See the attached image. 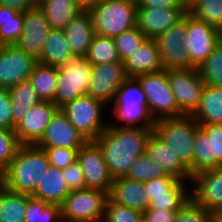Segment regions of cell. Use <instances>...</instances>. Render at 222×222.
<instances>
[{
  "mask_svg": "<svg viewBox=\"0 0 222 222\" xmlns=\"http://www.w3.org/2000/svg\"><path fill=\"white\" fill-rule=\"evenodd\" d=\"M154 128L119 127L108 123L95 140L100 146L110 175L125 176L134 161L145 154L146 143Z\"/></svg>",
  "mask_w": 222,
  "mask_h": 222,
  "instance_id": "6da1fadb",
  "label": "cell"
},
{
  "mask_svg": "<svg viewBox=\"0 0 222 222\" xmlns=\"http://www.w3.org/2000/svg\"><path fill=\"white\" fill-rule=\"evenodd\" d=\"M50 166L43 148L21 145L8 168L0 175V183L8 190L32 196Z\"/></svg>",
  "mask_w": 222,
  "mask_h": 222,
  "instance_id": "7a4b0ae2",
  "label": "cell"
},
{
  "mask_svg": "<svg viewBox=\"0 0 222 222\" xmlns=\"http://www.w3.org/2000/svg\"><path fill=\"white\" fill-rule=\"evenodd\" d=\"M109 113L119 127L154 128L155 120L148 110L147 97L135 77H128L116 92ZM118 122L120 123L118 125Z\"/></svg>",
  "mask_w": 222,
  "mask_h": 222,
  "instance_id": "3957f363",
  "label": "cell"
},
{
  "mask_svg": "<svg viewBox=\"0 0 222 222\" xmlns=\"http://www.w3.org/2000/svg\"><path fill=\"white\" fill-rule=\"evenodd\" d=\"M91 15L95 34L115 38L136 27L137 3L125 0H97L85 7Z\"/></svg>",
  "mask_w": 222,
  "mask_h": 222,
  "instance_id": "277c9868",
  "label": "cell"
},
{
  "mask_svg": "<svg viewBox=\"0 0 222 222\" xmlns=\"http://www.w3.org/2000/svg\"><path fill=\"white\" fill-rule=\"evenodd\" d=\"M199 128L191 115L155 120L154 132L176 151L192 176L196 131Z\"/></svg>",
  "mask_w": 222,
  "mask_h": 222,
  "instance_id": "5b68a950",
  "label": "cell"
},
{
  "mask_svg": "<svg viewBox=\"0 0 222 222\" xmlns=\"http://www.w3.org/2000/svg\"><path fill=\"white\" fill-rule=\"evenodd\" d=\"M105 107L102 101L85 94L67 102L60 109L83 138L95 141L108 126V122L103 121L105 109H109Z\"/></svg>",
  "mask_w": 222,
  "mask_h": 222,
  "instance_id": "8992f818",
  "label": "cell"
},
{
  "mask_svg": "<svg viewBox=\"0 0 222 222\" xmlns=\"http://www.w3.org/2000/svg\"><path fill=\"white\" fill-rule=\"evenodd\" d=\"M92 65L84 55H74L64 66L58 67L53 103L61 108L67 102L87 94Z\"/></svg>",
  "mask_w": 222,
  "mask_h": 222,
  "instance_id": "52a82bcc",
  "label": "cell"
},
{
  "mask_svg": "<svg viewBox=\"0 0 222 222\" xmlns=\"http://www.w3.org/2000/svg\"><path fill=\"white\" fill-rule=\"evenodd\" d=\"M109 192L85 188L70 191L61 204L63 222H102Z\"/></svg>",
  "mask_w": 222,
  "mask_h": 222,
  "instance_id": "ba28073f",
  "label": "cell"
},
{
  "mask_svg": "<svg viewBox=\"0 0 222 222\" xmlns=\"http://www.w3.org/2000/svg\"><path fill=\"white\" fill-rule=\"evenodd\" d=\"M148 100V110L154 120L180 117L184 114L178 109L175 96L170 89L165 69L135 77Z\"/></svg>",
  "mask_w": 222,
  "mask_h": 222,
  "instance_id": "9c48e42d",
  "label": "cell"
},
{
  "mask_svg": "<svg viewBox=\"0 0 222 222\" xmlns=\"http://www.w3.org/2000/svg\"><path fill=\"white\" fill-rule=\"evenodd\" d=\"M166 72L178 109L184 115H192L199 107L205 87L198 68L166 69Z\"/></svg>",
  "mask_w": 222,
  "mask_h": 222,
  "instance_id": "30bf717a",
  "label": "cell"
},
{
  "mask_svg": "<svg viewBox=\"0 0 222 222\" xmlns=\"http://www.w3.org/2000/svg\"><path fill=\"white\" fill-rule=\"evenodd\" d=\"M187 31V13L153 40L157 45L163 69L191 68V61L184 46Z\"/></svg>",
  "mask_w": 222,
  "mask_h": 222,
  "instance_id": "8fae6325",
  "label": "cell"
},
{
  "mask_svg": "<svg viewBox=\"0 0 222 222\" xmlns=\"http://www.w3.org/2000/svg\"><path fill=\"white\" fill-rule=\"evenodd\" d=\"M196 131L193 176L222 167V124L199 125Z\"/></svg>",
  "mask_w": 222,
  "mask_h": 222,
  "instance_id": "7c38bea8",
  "label": "cell"
},
{
  "mask_svg": "<svg viewBox=\"0 0 222 222\" xmlns=\"http://www.w3.org/2000/svg\"><path fill=\"white\" fill-rule=\"evenodd\" d=\"M220 42L219 30L196 19L187 12V31L184 46L188 52L191 68H198Z\"/></svg>",
  "mask_w": 222,
  "mask_h": 222,
  "instance_id": "4fadbf2b",
  "label": "cell"
},
{
  "mask_svg": "<svg viewBox=\"0 0 222 222\" xmlns=\"http://www.w3.org/2000/svg\"><path fill=\"white\" fill-rule=\"evenodd\" d=\"M127 78L122 61L92 65L87 94L108 107L113 103L117 90Z\"/></svg>",
  "mask_w": 222,
  "mask_h": 222,
  "instance_id": "5bb4252c",
  "label": "cell"
},
{
  "mask_svg": "<svg viewBox=\"0 0 222 222\" xmlns=\"http://www.w3.org/2000/svg\"><path fill=\"white\" fill-rule=\"evenodd\" d=\"M77 161L83 169L87 188L110 192L113 177L109 173L100 146L95 141H87L78 150Z\"/></svg>",
  "mask_w": 222,
  "mask_h": 222,
  "instance_id": "9a60e30c",
  "label": "cell"
},
{
  "mask_svg": "<svg viewBox=\"0 0 222 222\" xmlns=\"http://www.w3.org/2000/svg\"><path fill=\"white\" fill-rule=\"evenodd\" d=\"M38 60L16 44L7 45L0 52V87L11 88L29 77Z\"/></svg>",
  "mask_w": 222,
  "mask_h": 222,
  "instance_id": "2e32d148",
  "label": "cell"
},
{
  "mask_svg": "<svg viewBox=\"0 0 222 222\" xmlns=\"http://www.w3.org/2000/svg\"><path fill=\"white\" fill-rule=\"evenodd\" d=\"M50 30L46 16L36 4L34 7L24 11L23 32L16 45L27 54L38 59Z\"/></svg>",
  "mask_w": 222,
  "mask_h": 222,
  "instance_id": "e0dca14e",
  "label": "cell"
},
{
  "mask_svg": "<svg viewBox=\"0 0 222 222\" xmlns=\"http://www.w3.org/2000/svg\"><path fill=\"white\" fill-rule=\"evenodd\" d=\"M191 198L208 212L222 209V167L201 171L191 180Z\"/></svg>",
  "mask_w": 222,
  "mask_h": 222,
  "instance_id": "ac0fdd59",
  "label": "cell"
},
{
  "mask_svg": "<svg viewBox=\"0 0 222 222\" xmlns=\"http://www.w3.org/2000/svg\"><path fill=\"white\" fill-rule=\"evenodd\" d=\"M86 142L87 140L69 122L66 114L58 108L51 117L44 135L36 145L40 148L80 149Z\"/></svg>",
  "mask_w": 222,
  "mask_h": 222,
  "instance_id": "d6986e66",
  "label": "cell"
},
{
  "mask_svg": "<svg viewBox=\"0 0 222 222\" xmlns=\"http://www.w3.org/2000/svg\"><path fill=\"white\" fill-rule=\"evenodd\" d=\"M57 109L58 107L51 101H41L31 107L15 129V134L20 144H37L44 135L46 127Z\"/></svg>",
  "mask_w": 222,
  "mask_h": 222,
  "instance_id": "ffe728a7",
  "label": "cell"
},
{
  "mask_svg": "<svg viewBox=\"0 0 222 222\" xmlns=\"http://www.w3.org/2000/svg\"><path fill=\"white\" fill-rule=\"evenodd\" d=\"M187 13V7L137 8L136 26L149 39L168 30Z\"/></svg>",
  "mask_w": 222,
  "mask_h": 222,
  "instance_id": "44dd1931",
  "label": "cell"
},
{
  "mask_svg": "<svg viewBox=\"0 0 222 222\" xmlns=\"http://www.w3.org/2000/svg\"><path fill=\"white\" fill-rule=\"evenodd\" d=\"M145 153L149 158L156 161L166 174L178 180L191 182L192 175L189 168L182 162L176 151L172 149L154 131L148 138Z\"/></svg>",
  "mask_w": 222,
  "mask_h": 222,
  "instance_id": "7402d4cb",
  "label": "cell"
},
{
  "mask_svg": "<svg viewBox=\"0 0 222 222\" xmlns=\"http://www.w3.org/2000/svg\"><path fill=\"white\" fill-rule=\"evenodd\" d=\"M109 198L122 206L144 213L150 203L144 182L131 180L125 176L113 179Z\"/></svg>",
  "mask_w": 222,
  "mask_h": 222,
  "instance_id": "603a6c76",
  "label": "cell"
},
{
  "mask_svg": "<svg viewBox=\"0 0 222 222\" xmlns=\"http://www.w3.org/2000/svg\"><path fill=\"white\" fill-rule=\"evenodd\" d=\"M123 65L128 77L163 70L157 45L153 39L149 38L123 61Z\"/></svg>",
  "mask_w": 222,
  "mask_h": 222,
  "instance_id": "cb8c5ba5",
  "label": "cell"
},
{
  "mask_svg": "<svg viewBox=\"0 0 222 222\" xmlns=\"http://www.w3.org/2000/svg\"><path fill=\"white\" fill-rule=\"evenodd\" d=\"M74 55H86L95 35L91 15L85 8L63 29Z\"/></svg>",
  "mask_w": 222,
  "mask_h": 222,
  "instance_id": "d4e9b609",
  "label": "cell"
},
{
  "mask_svg": "<svg viewBox=\"0 0 222 222\" xmlns=\"http://www.w3.org/2000/svg\"><path fill=\"white\" fill-rule=\"evenodd\" d=\"M36 4L46 16L50 28L59 30L85 9L79 0H37Z\"/></svg>",
  "mask_w": 222,
  "mask_h": 222,
  "instance_id": "484cf974",
  "label": "cell"
},
{
  "mask_svg": "<svg viewBox=\"0 0 222 222\" xmlns=\"http://www.w3.org/2000/svg\"><path fill=\"white\" fill-rule=\"evenodd\" d=\"M69 193L62 169L50 165L32 197L61 205Z\"/></svg>",
  "mask_w": 222,
  "mask_h": 222,
  "instance_id": "4316f807",
  "label": "cell"
},
{
  "mask_svg": "<svg viewBox=\"0 0 222 222\" xmlns=\"http://www.w3.org/2000/svg\"><path fill=\"white\" fill-rule=\"evenodd\" d=\"M191 116L199 125L222 124V87L205 85L199 107Z\"/></svg>",
  "mask_w": 222,
  "mask_h": 222,
  "instance_id": "83f0119b",
  "label": "cell"
},
{
  "mask_svg": "<svg viewBox=\"0 0 222 222\" xmlns=\"http://www.w3.org/2000/svg\"><path fill=\"white\" fill-rule=\"evenodd\" d=\"M67 39L64 30L51 29L46 38V42L38 62L61 67L74 56L70 47L67 45Z\"/></svg>",
  "mask_w": 222,
  "mask_h": 222,
  "instance_id": "f1b7e54d",
  "label": "cell"
},
{
  "mask_svg": "<svg viewBox=\"0 0 222 222\" xmlns=\"http://www.w3.org/2000/svg\"><path fill=\"white\" fill-rule=\"evenodd\" d=\"M12 108L13 122L18 125L28 110L42 100L29 80L22 81L8 89Z\"/></svg>",
  "mask_w": 222,
  "mask_h": 222,
  "instance_id": "f546056e",
  "label": "cell"
},
{
  "mask_svg": "<svg viewBox=\"0 0 222 222\" xmlns=\"http://www.w3.org/2000/svg\"><path fill=\"white\" fill-rule=\"evenodd\" d=\"M58 67L37 62L29 77L34 90L42 101L53 102L57 85Z\"/></svg>",
  "mask_w": 222,
  "mask_h": 222,
  "instance_id": "4dcf8cb0",
  "label": "cell"
},
{
  "mask_svg": "<svg viewBox=\"0 0 222 222\" xmlns=\"http://www.w3.org/2000/svg\"><path fill=\"white\" fill-rule=\"evenodd\" d=\"M26 194L15 193L0 183V222H25Z\"/></svg>",
  "mask_w": 222,
  "mask_h": 222,
  "instance_id": "1f68e13d",
  "label": "cell"
},
{
  "mask_svg": "<svg viewBox=\"0 0 222 222\" xmlns=\"http://www.w3.org/2000/svg\"><path fill=\"white\" fill-rule=\"evenodd\" d=\"M24 25V12L0 5V37L7 45L16 44Z\"/></svg>",
  "mask_w": 222,
  "mask_h": 222,
  "instance_id": "d6a6232c",
  "label": "cell"
},
{
  "mask_svg": "<svg viewBox=\"0 0 222 222\" xmlns=\"http://www.w3.org/2000/svg\"><path fill=\"white\" fill-rule=\"evenodd\" d=\"M190 198L191 182L179 180L169 190V195L152 196L148 209L179 210Z\"/></svg>",
  "mask_w": 222,
  "mask_h": 222,
  "instance_id": "836d02e7",
  "label": "cell"
},
{
  "mask_svg": "<svg viewBox=\"0 0 222 222\" xmlns=\"http://www.w3.org/2000/svg\"><path fill=\"white\" fill-rule=\"evenodd\" d=\"M25 222H63L61 205L26 195Z\"/></svg>",
  "mask_w": 222,
  "mask_h": 222,
  "instance_id": "e575fe53",
  "label": "cell"
},
{
  "mask_svg": "<svg viewBox=\"0 0 222 222\" xmlns=\"http://www.w3.org/2000/svg\"><path fill=\"white\" fill-rule=\"evenodd\" d=\"M187 12L218 30L222 26V0H187Z\"/></svg>",
  "mask_w": 222,
  "mask_h": 222,
  "instance_id": "d590c367",
  "label": "cell"
},
{
  "mask_svg": "<svg viewBox=\"0 0 222 222\" xmlns=\"http://www.w3.org/2000/svg\"><path fill=\"white\" fill-rule=\"evenodd\" d=\"M85 58L91 65L121 61L114 38L97 34L94 35Z\"/></svg>",
  "mask_w": 222,
  "mask_h": 222,
  "instance_id": "8d00e7d4",
  "label": "cell"
},
{
  "mask_svg": "<svg viewBox=\"0 0 222 222\" xmlns=\"http://www.w3.org/2000/svg\"><path fill=\"white\" fill-rule=\"evenodd\" d=\"M198 71L205 85L222 87V40L198 67Z\"/></svg>",
  "mask_w": 222,
  "mask_h": 222,
  "instance_id": "74e56055",
  "label": "cell"
},
{
  "mask_svg": "<svg viewBox=\"0 0 222 222\" xmlns=\"http://www.w3.org/2000/svg\"><path fill=\"white\" fill-rule=\"evenodd\" d=\"M166 175L167 174L163 170L162 166L149 158L145 153L134 161L125 177L131 180L147 182L151 179Z\"/></svg>",
  "mask_w": 222,
  "mask_h": 222,
  "instance_id": "f35d334b",
  "label": "cell"
},
{
  "mask_svg": "<svg viewBox=\"0 0 222 222\" xmlns=\"http://www.w3.org/2000/svg\"><path fill=\"white\" fill-rule=\"evenodd\" d=\"M147 39L146 35L137 26L115 37L114 41L120 60L123 62Z\"/></svg>",
  "mask_w": 222,
  "mask_h": 222,
  "instance_id": "ab89813d",
  "label": "cell"
},
{
  "mask_svg": "<svg viewBox=\"0 0 222 222\" xmlns=\"http://www.w3.org/2000/svg\"><path fill=\"white\" fill-rule=\"evenodd\" d=\"M20 146L15 131L0 128V175L8 168Z\"/></svg>",
  "mask_w": 222,
  "mask_h": 222,
  "instance_id": "60d3db41",
  "label": "cell"
},
{
  "mask_svg": "<svg viewBox=\"0 0 222 222\" xmlns=\"http://www.w3.org/2000/svg\"><path fill=\"white\" fill-rule=\"evenodd\" d=\"M143 213L119 205L108 198L102 222H140Z\"/></svg>",
  "mask_w": 222,
  "mask_h": 222,
  "instance_id": "b9f144b4",
  "label": "cell"
},
{
  "mask_svg": "<svg viewBox=\"0 0 222 222\" xmlns=\"http://www.w3.org/2000/svg\"><path fill=\"white\" fill-rule=\"evenodd\" d=\"M174 222H210V212L190 198L177 211Z\"/></svg>",
  "mask_w": 222,
  "mask_h": 222,
  "instance_id": "7bdbcfd3",
  "label": "cell"
},
{
  "mask_svg": "<svg viewBox=\"0 0 222 222\" xmlns=\"http://www.w3.org/2000/svg\"><path fill=\"white\" fill-rule=\"evenodd\" d=\"M46 152L51 166L64 169L77 161L79 149H69L62 147L43 148Z\"/></svg>",
  "mask_w": 222,
  "mask_h": 222,
  "instance_id": "ee69618b",
  "label": "cell"
},
{
  "mask_svg": "<svg viewBox=\"0 0 222 222\" xmlns=\"http://www.w3.org/2000/svg\"><path fill=\"white\" fill-rule=\"evenodd\" d=\"M179 180L171 175H166L163 177H158L151 179L150 181L144 182L146 187V192L149 199L152 196L169 195V190L178 182Z\"/></svg>",
  "mask_w": 222,
  "mask_h": 222,
  "instance_id": "f6af8a7d",
  "label": "cell"
},
{
  "mask_svg": "<svg viewBox=\"0 0 222 222\" xmlns=\"http://www.w3.org/2000/svg\"><path fill=\"white\" fill-rule=\"evenodd\" d=\"M62 172L70 191L87 188L84 172L78 161H75L66 168L62 169Z\"/></svg>",
  "mask_w": 222,
  "mask_h": 222,
  "instance_id": "bcb514c9",
  "label": "cell"
},
{
  "mask_svg": "<svg viewBox=\"0 0 222 222\" xmlns=\"http://www.w3.org/2000/svg\"><path fill=\"white\" fill-rule=\"evenodd\" d=\"M10 95L7 88L0 87V128L15 131Z\"/></svg>",
  "mask_w": 222,
  "mask_h": 222,
  "instance_id": "7dc6e473",
  "label": "cell"
},
{
  "mask_svg": "<svg viewBox=\"0 0 222 222\" xmlns=\"http://www.w3.org/2000/svg\"><path fill=\"white\" fill-rule=\"evenodd\" d=\"M178 210L147 209L143 218L147 222H174Z\"/></svg>",
  "mask_w": 222,
  "mask_h": 222,
  "instance_id": "c3c4849f",
  "label": "cell"
},
{
  "mask_svg": "<svg viewBox=\"0 0 222 222\" xmlns=\"http://www.w3.org/2000/svg\"><path fill=\"white\" fill-rule=\"evenodd\" d=\"M187 7V0H139L137 8Z\"/></svg>",
  "mask_w": 222,
  "mask_h": 222,
  "instance_id": "681fc988",
  "label": "cell"
},
{
  "mask_svg": "<svg viewBox=\"0 0 222 222\" xmlns=\"http://www.w3.org/2000/svg\"><path fill=\"white\" fill-rule=\"evenodd\" d=\"M37 0H0L1 6H8L24 12L36 5Z\"/></svg>",
  "mask_w": 222,
  "mask_h": 222,
  "instance_id": "f907efd6",
  "label": "cell"
},
{
  "mask_svg": "<svg viewBox=\"0 0 222 222\" xmlns=\"http://www.w3.org/2000/svg\"><path fill=\"white\" fill-rule=\"evenodd\" d=\"M210 222H222V209L210 212Z\"/></svg>",
  "mask_w": 222,
  "mask_h": 222,
  "instance_id": "816d5d0a",
  "label": "cell"
},
{
  "mask_svg": "<svg viewBox=\"0 0 222 222\" xmlns=\"http://www.w3.org/2000/svg\"><path fill=\"white\" fill-rule=\"evenodd\" d=\"M7 46V44L2 40V38L0 37V52L2 50L5 49V47Z\"/></svg>",
  "mask_w": 222,
  "mask_h": 222,
  "instance_id": "f5cc1de1",
  "label": "cell"
},
{
  "mask_svg": "<svg viewBox=\"0 0 222 222\" xmlns=\"http://www.w3.org/2000/svg\"><path fill=\"white\" fill-rule=\"evenodd\" d=\"M85 7L89 4H91V0H79Z\"/></svg>",
  "mask_w": 222,
  "mask_h": 222,
  "instance_id": "db71d44e",
  "label": "cell"
},
{
  "mask_svg": "<svg viewBox=\"0 0 222 222\" xmlns=\"http://www.w3.org/2000/svg\"><path fill=\"white\" fill-rule=\"evenodd\" d=\"M219 34H220V40H222V26H221V28L219 29Z\"/></svg>",
  "mask_w": 222,
  "mask_h": 222,
  "instance_id": "11a10c76",
  "label": "cell"
},
{
  "mask_svg": "<svg viewBox=\"0 0 222 222\" xmlns=\"http://www.w3.org/2000/svg\"><path fill=\"white\" fill-rule=\"evenodd\" d=\"M125 1H129V2H133V3H137L139 0H125Z\"/></svg>",
  "mask_w": 222,
  "mask_h": 222,
  "instance_id": "9f6ffc18",
  "label": "cell"
},
{
  "mask_svg": "<svg viewBox=\"0 0 222 222\" xmlns=\"http://www.w3.org/2000/svg\"><path fill=\"white\" fill-rule=\"evenodd\" d=\"M140 222H147V221L144 218H142Z\"/></svg>",
  "mask_w": 222,
  "mask_h": 222,
  "instance_id": "6f0895ef",
  "label": "cell"
}]
</instances>
